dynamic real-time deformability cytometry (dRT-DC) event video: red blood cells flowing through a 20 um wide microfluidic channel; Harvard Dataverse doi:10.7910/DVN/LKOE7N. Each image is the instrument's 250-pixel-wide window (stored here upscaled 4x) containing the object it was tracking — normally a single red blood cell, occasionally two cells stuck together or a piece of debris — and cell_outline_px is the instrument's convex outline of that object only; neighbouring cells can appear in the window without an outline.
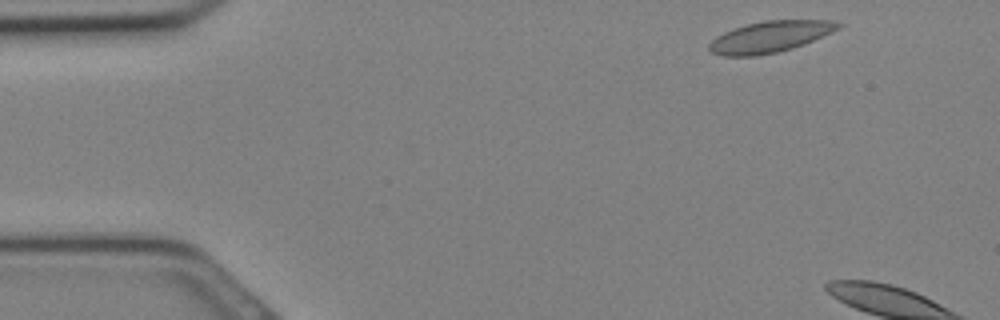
{"species": "Egyptian fruit bat (a non-hibernating species)", "species_latin": "Rousettus aegyptiacus", "temperature_condition": "cold", "stored_images_in_passage": 3, "camera_frame_rate_fps": 3000, "um_per_image_px": 0.085, "animal": {"sex": "female"}, "frame": {"image": 1, "passage_image": 1, "time_ms": 0.0, "image_size_px": [1000, 320], "cell_outline_px": [[844, 24], [840, 28], [832, 32], [804, 44], [792, 48], [776, 52], [756, 56], [724, 56], [712, 52], [708, 48], [708, 44], [716, 36], [732, 28], [764, 20], [832, 20]], "centroid_in_image_um": [65.45, 3.12], "position_along_channel_um": 19.5, "area_um2": 23.52}}